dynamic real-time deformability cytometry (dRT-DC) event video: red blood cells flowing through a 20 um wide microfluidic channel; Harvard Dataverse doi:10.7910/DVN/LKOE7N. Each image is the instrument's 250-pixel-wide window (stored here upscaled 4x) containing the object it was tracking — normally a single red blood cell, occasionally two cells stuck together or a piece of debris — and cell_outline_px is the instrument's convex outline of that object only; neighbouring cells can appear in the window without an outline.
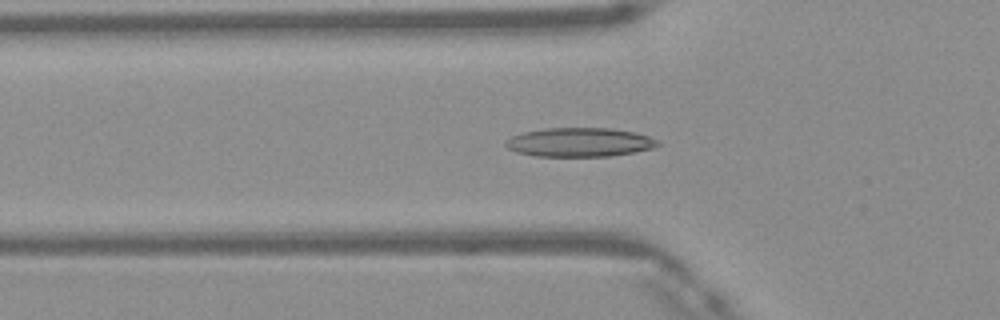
{"species": "Egyptian fruit bat (a non-hibernating species)", "species_latin": "Rousettus aegyptiacus", "temperature_condition": "warm", "stored_images_in_passage": 43, "camera_frame_rate_fps": 3000, "um_per_image_px": 0.085, "frame": {"image": 1, "passage_image": 10, "time_ms": 3.0, "image_size_px": [1000, 320], "cell_outline_px": [[660, 144], [652, 148], [612, 156], [536, 156], [516, 152], [508, 148], [504, 144], [504, 140], [512, 136], [524, 132], [544, 128], [612, 128], [636, 132], [648, 136], [656, 140]], "centroid_in_image_um": [49.23, 12.08], "position_along_channel_um": 76.6, "area_um2": 25.66}}
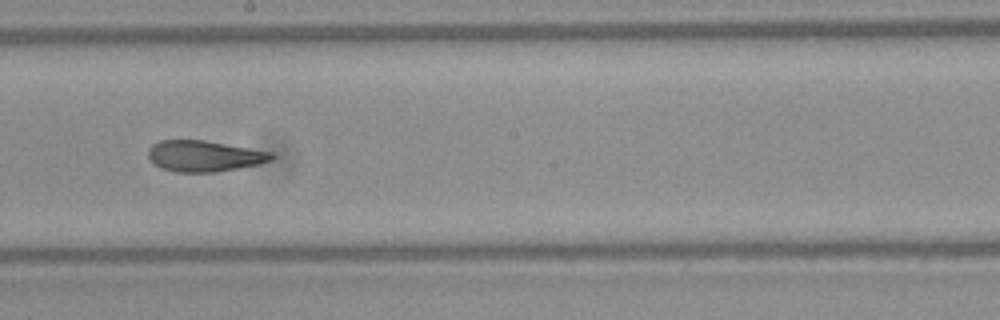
{"frame": {"image": 2, "passage_image": 21, "time_ms": 6.667, "image_size_px": [1000, 320], "cell_outline_px": [[276, 156], [272, 160], [260, 164], [216, 172], [176, 172], [160, 168], [152, 164], [148, 156], [148, 148], [152, 144], [160, 140], [204, 140], [276, 152]], "centroid_in_image_um": [17.38, 13.26], "position_along_channel_um": 230.8, "area_um2": 22.72}}
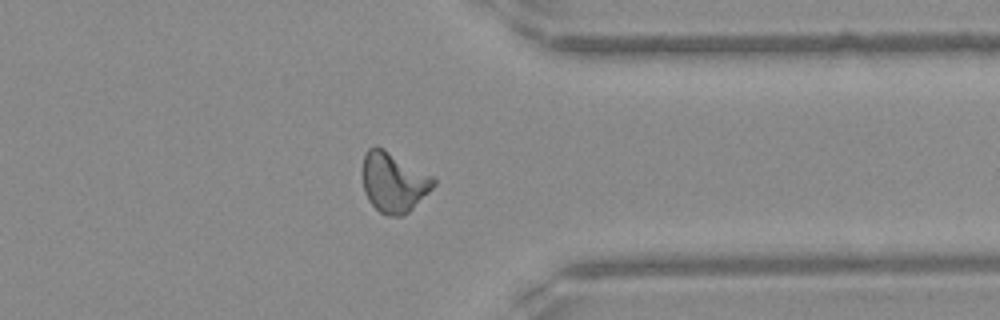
{"frame": {"image": 3, "passage_image": 32, "time_ms": 10.333, "image_size_px": [1000, 320], "cell_outline_px": [[436, 184], [404, 216], [388, 216], [380, 212], [368, 200], [364, 192], [364, 152], [368, 148], [376, 144], [384, 148], [432, 176], [436, 180]], "centroid_in_image_um": [33.45, 15.47], "position_along_channel_um": 378.0, "area_um2": 24.57}, "authors_computed_cell_mechanics": {"area_um2": 23.4668, "velocity_mm_per_s": 4.1786, "shape_relaxation_time_tau1_ms": 10.3563, "shape_relaxation_time_tau2_ms": 2.582, "deformation_change_tau1": 0.2617, "deformation_change_tau2": 0.1182}}